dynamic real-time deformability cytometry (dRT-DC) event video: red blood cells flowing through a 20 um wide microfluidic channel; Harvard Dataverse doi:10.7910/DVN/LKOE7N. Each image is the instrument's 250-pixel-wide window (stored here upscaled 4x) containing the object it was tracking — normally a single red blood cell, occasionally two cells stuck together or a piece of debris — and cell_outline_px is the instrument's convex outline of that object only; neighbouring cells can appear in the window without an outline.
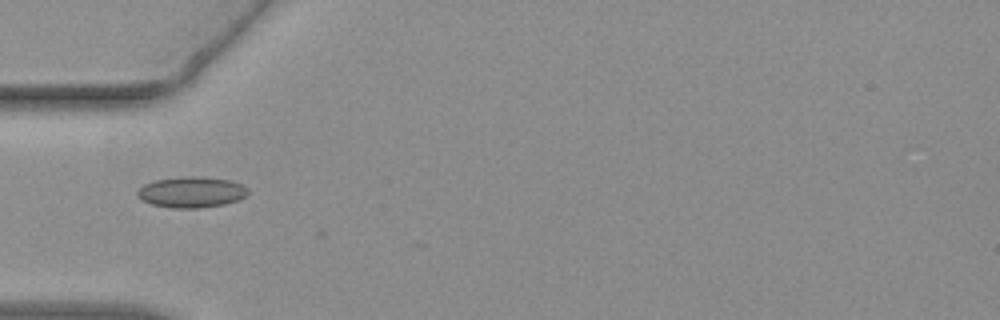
{"species": "common noctule bat (a hibernating species)", "species_latin": "Nyctalus noctula", "temperature_condition": "warm", "stored_images_in_passage": 9, "camera_frame_rate_fps": 3000, "um_per_image_px": 0.085, "animal": {"sex": "female", "body_mass_g": 19.3, "forearm_length_mm": 54.1}, "frame": {"image": 1, "passage_image": 2, "time_ms": 0.333, "image_size_px": [1000, 320], "cell_outline_px": [[248, 192], [240, 200], [224, 204], [196, 208], [172, 208], [152, 204], [140, 200], [136, 196], [136, 192], [144, 184], [152, 180], [184, 176], [200, 176], [228, 180], [240, 184], [248, 188]], "centroid_in_image_um": [16.23, 16.33], "position_along_channel_um": 68.8, "area_um2": 20.0}}
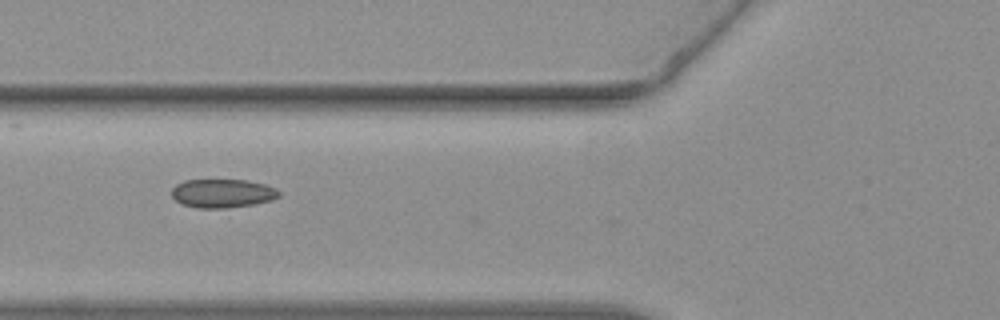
{"frame": {"image": 2, "passage_image": 5, "time_ms": 1.333, "image_size_px": [1000, 320], "cell_outline_px": [[280, 196], [272, 200], [256, 204], [228, 208], [196, 208], [184, 204], [176, 200], [172, 196], [172, 188], [176, 184], [184, 180], [244, 180], [264, 184], [276, 188], [280, 192]], "centroid_in_image_um": [18.93, 16.44], "position_along_channel_um": 106.9, "area_um2": 17.98}}